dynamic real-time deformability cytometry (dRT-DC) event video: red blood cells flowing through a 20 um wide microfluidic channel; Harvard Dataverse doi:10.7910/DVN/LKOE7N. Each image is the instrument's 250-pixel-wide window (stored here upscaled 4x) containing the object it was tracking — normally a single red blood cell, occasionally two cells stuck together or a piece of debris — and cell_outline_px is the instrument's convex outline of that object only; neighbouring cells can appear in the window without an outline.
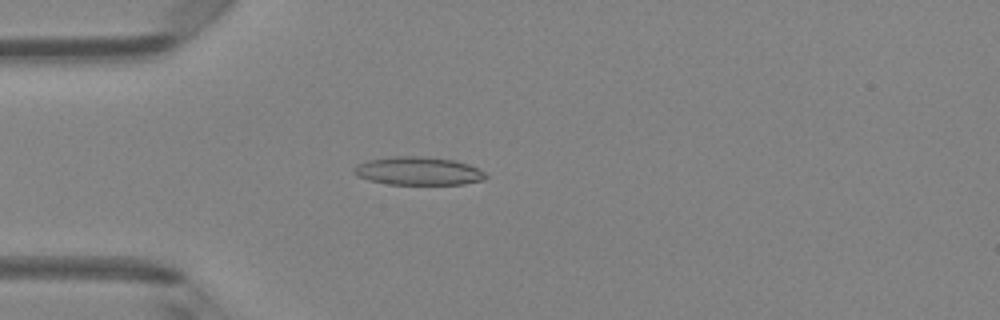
{"species": "Egyptian fruit bat (a non-hibernating species)", "species_latin": "Rousettus aegyptiacus", "temperature_condition": "room temperature", "stored_images_in_passage": 4, "camera_frame_rate_fps": 3000, "um_per_image_px": 0.085, "animal": {"sex": "female"}, "frame": {"image": 1, "passage_image": 4, "time_ms": 1.0, "image_size_px": [1000, 320], "cell_outline_px": [[488, 176], [484, 180], [464, 184], [388, 184], [368, 180], [356, 176], [352, 172], [352, 168], [356, 164], [368, 160], [392, 156], [424, 156], [456, 160], [468, 164], [484, 172]], "centroid_in_image_um": [35.52, 14.53], "position_along_channel_um": 49.5, "area_um2": 21.91}}